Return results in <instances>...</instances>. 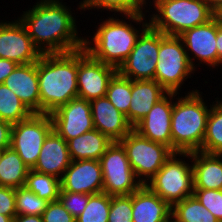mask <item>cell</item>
Instances as JSON below:
<instances>
[{"instance_id": "1", "label": "cell", "mask_w": 222, "mask_h": 222, "mask_svg": "<svg viewBox=\"0 0 222 222\" xmlns=\"http://www.w3.org/2000/svg\"><path fill=\"white\" fill-rule=\"evenodd\" d=\"M72 14L60 0H41L18 19L42 54L68 53L84 48Z\"/></svg>"}, {"instance_id": "2", "label": "cell", "mask_w": 222, "mask_h": 222, "mask_svg": "<svg viewBox=\"0 0 222 222\" xmlns=\"http://www.w3.org/2000/svg\"><path fill=\"white\" fill-rule=\"evenodd\" d=\"M40 113L51 114L78 97L77 51L42 54L37 61Z\"/></svg>"}, {"instance_id": "3", "label": "cell", "mask_w": 222, "mask_h": 222, "mask_svg": "<svg viewBox=\"0 0 222 222\" xmlns=\"http://www.w3.org/2000/svg\"><path fill=\"white\" fill-rule=\"evenodd\" d=\"M125 17L134 23L136 22V24L142 22V29H135L133 24H128V21H123V19L110 17L97 27L98 29H96V33L91 39L92 41L88 40V38L86 39V37L84 39V49L93 58L113 66L117 70L128 58L138 37L149 26L147 20L144 22L145 13L143 12L125 15ZM91 43L93 47L90 45Z\"/></svg>"}, {"instance_id": "4", "label": "cell", "mask_w": 222, "mask_h": 222, "mask_svg": "<svg viewBox=\"0 0 222 222\" xmlns=\"http://www.w3.org/2000/svg\"><path fill=\"white\" fill-rule=\"evenodd\" d=\"M199 90H191L173 102L171 136L173 152L201 151L211 110Z\"/></svg>"}, {"instance_id": "5", "label": "cell", "mask_w": 222, "mask_h": 222, "mask_svg": "<svg viewBox=\"0 0 222 222\" xmlns=\"http://www.w3.org/2000/svg\"><path fill=\"white\" fill-rule=\"evenodd\" d=\"M152 3L156 12L150 15L149 25L168 36H180L214 17L206 0H153Z\"/></svg>"}, {"instance_id": "6", "label": "cell", "mask_w": 222, "mask_h": 222, "mask_svg": "<svg viewBox=\"0 0 222 222\" xmlns=\"http://www.w3.org/2000/svg\"><path fill=\"white\" fill-rule=\"evenodd\" d=\"M189 52L179 36H168L159 31V53L155 80L168 92L179 94L185 79L196 71L190 64Z\"/></svg>"}, {"instance_id": "7", "label": "cell", "mask_w": 222, "mask_h": 222, "mask_svg": "<svg viewBox=\"0 0 222 222\" xmlns=\"http://www.w3.org/2000/svg\"><path fill=\"white\" fill-rule=\"evenodd\" d=\"M180 156L182 157V152H173L162 168L145 184L171 207L192 196L194 191L192 164L182 161Z\"/></svg>"}, {"instance_id": "8", "label": "cell", "mask_w": 222, "mask_h": 222, "mask_svg": "<svg viewBox=\"0 0 222 222\" xmlns=\"http://www.w3.org/2000/svg\"><path fill=\"white\" fill-rule=\"evenodd\" d=\"M120 143L135 175L146 184L164 165L173 151L164 144L153 142L132 129Z\"/></svg>"}, {"instance_id": "9", "label": "cell", "mask_w": 222, "mask_h": 222, "mask_svg": "<svg viewBox=\"0 0 222 222\" xmlns=\"http://www.w3.org/2000/svg\"><path fill=\"white\" fill-rule=\"evenodd\" d=\"M99 161L103 192L109 196L130 195L143 185L132 170L126 150L120 142H112Z\"/></svg>"}, {"instance_id": "10", "label": "cell", "mask_w": 222, "mask_h": 222, "mask_svg": "<svg viewBox=\"0 0 222 222\" xmlns=\"http://www.w3.org/2000/svg\"><path fill=\"white\" fill-rule=\"evenodd\" d=\"M53 130L50 114L32 113L27 119L12 125L10 147L32 169L48 134Z\"/></svg>"}, {"instance_id": "11", "label": "cell", "mask_w": 222, "mask_h": 222, "mask_svg": "<svg viewBox=\"0 0 222 222\" xmlns=\"http://www.w3.org/2000/svg\"><path fill=\"white\" fill-rule=\"evenodd\" d=\"M158 53L159 31L149 25L117 71L131 80H155Z\"/></svg>"}, {"instance_id": "12", "label": "cell", "mask_w": 222, "mask_h": 222, "mask_svg": "<svg viewBox=\"0 0 222 222\" xmlns=\"http://www.w3.org/2000/svg\"><path fill=\"white\" fill-rule=\"evenodd\" d=\"M116 72L115 67L93 58L84 48L77 50L78 97L88 101L105 97Z\"/></svg>"}, {"instance_id": "13", "label": "cell", "mask_w": 222, "mask_h": 222, "mask_svg": "<svg viewBox=\"0 0 222 222\" xmlns=\"http://www.w3.org/2000/svg\"><path fill=\"white\" fill-rule=\"evenodd\" d=\"M41 56L42 53L34 45L26 28L18 18L11 22H0L1 59H8L18 65H24L37 62Z\"/></svg>"}, {"instance_id": "14", "label": "cell", "mask_w": 222, "mask_h": 222, "mask_svg": "<svg viewBox=\"0 0 222 222\" xmlns=\"http://www.w3.org/2000/svg\"><path fill=\"white\" fill-rule=\"evenodd\" d=\"M53 129L67 142L94 129L90 101L73 98L50 114Z\"/></svg>"}, {"instance_id": "15", "label": "cell", "mask_w": 222, "mask_h": 222, "mask_svg": "<svg viewBox=\"0 0 222 222\" xmlns=\"http://www.w3.org/2000/svg\"><path fill=\"white\" fill-rule=\"evenodd\" d=\"M177 93H167L133 128L141 136L164 144L172 150L171 116ZM174 97V98H173Z\"/></svg>"}, {"instance_id": "16", "label": "cell", "mask_w": 222, "mask_h": 222, "mask_svg": "<svg viewBox=\"0 0 222 222\" xmlns=\"http://www.w3.org/2000/svg\"><path fill=\"white\" fill-rule=\"evenodd\" d=\"M61 191L96 194L103 192V175L99 160L71 161L60 179Z\"/></svg>"}, {"instance_id": "17", "label": "cell", "mask_w": 222, "mask_h": 222, "mask_svg": "<svg viewBox=\"0 0 222 222\" xmlns=\"http://www.w3.org/2000/svg\"><path fill=\"white\" fill-rule=\"evenodd\" d=\"M185 46V50L191 51V66L196 70L193 60L198 59L212 68L218 66V52L216 47L217 19L213 17L207 23L193 27L179 36ZM195 57V58H194Z\"/></svg>"}, {"instance_id": "18", "label": "cell", "mask_w": 222, "mask_h": 222, "mask_svg": "<svg viewBox=\"0 0 222 222\" xmlns=\"http://www.w3.org/2000/svg\"><path fill=\"white\" fill-rule=\"evenodd\" d=\"M94 129L107 136L112 142H120L133 127L107 97L90 101Z\"/></svg>"}, {"instance_id": "19", "label": "cell", "mask_w": 222, "mask_h": 222, "mask_svg": "<svg viewBox=\"0 0 222 222\" xmlns=\"http://www.w3.org/2000/svg\"><path fill=\"white\" fill-rule=\"evenodd\" d=\"M4 84L19 97L32 113H40L37 62L18 65L5 79Z\"/></svg>"}, {"instance_id": "20", "label": "cell", "mask_w": 222, "mask_h": 222, "mask_svg": "<svg viewBox=\"0 0 222 222\" xmlns=\"http://www.w3.org/2000/svg\"><path fill=\"white\" fill-rule=\"evenodd\" d=\"M71 161L67 142L53 129L46 137L32 169L61 179Z\"/></svg>"}, {"instance_id": "21", "label": "cell", "mask_w": 222, "mask_h": 222, "mask_svg": "<svg viewBox=\"0 0 222 222\" xmlns=\"http://www.w3.org/2000/svg\"><path fill=\"white\" fill-rule=\"evenodd\" d=\"M167 93L156 80H131L129 124L134 128Z\"/></svg>"}, {"instance_id": "22", "label": "cell", "mask_w": 222, "mask_h": 222, "mask_svg": "<svg viewBox=\"0 0 222 222\" xmlns=\"http://www.w3.org/2000/svg\"><path fill=\"white\" fill-rule=\"evenodd\" d=\"M182 156L193 160L194 189L222 190V154L195 151L182 152Z\"/></svg>"}, {"instance_id": "23", "label": "cell", "mask_w": 222, "mask_h": 222, "mask_svg": "<svg viewBox=\"0 0 222 222\" xmlns=\"http://www.w3.org/2000/svg\"><path fill=\"white\" fill-rule=\"evenodd\" d=\"M172 207L145 184L132 193L133 222H169Z\"/></svg>"}, {"instance_id": "24", "label": "cell", "mask_w": 222, "mask_h": 222, "mask_svg": "<svg viewBox=\"0 0 222 222\" xmlns=\"http://www.w3.org/2000/svg\"><path fill=\"white\" fill-rule=\"evenodd\" d=\"M111 144L112 141L97 129L67 141L72 161L99 160Z\"/></svg>"}, {"instance_id": "25", "label": "cell", "mask_w": 222, "mask_h": 222, "mask_svg": "<svg viewBox=\"0 0 222 222\" xmlns=\"http://www.w3.org/2000/svg\"><path fill=\"white\" fill-rule=\"evenodd\" d=\"M30 168L11 147L3 150L0 162V186L23 187Z\"/></svg>"}, {"instance_id": "26", "label": "cell", "mask_w": 222, "mask_h": 222, "mask_svg": "<svg viewBox=\"0 0 222 222\" xmlns=\"http://www.w3.org/2000/svg\"><path fill=\"white\" fill-rule=\"evenodd\" d=\"M214 102L207 118L206 133L201 152L222 154V101L215 100Z\"/></svg>"}, {"instance_id": "27", "label": "cell", "mask_w": 222, "mask_h": 222, "mask_svg": "<svg viewBox=\"0 0 222 222\" xmlns=\"http://www.w3.org/2000/svg\"><path fill=\"white\" fill-rule=\"evenodd\" d=\"M171 215L180 222H219L194 195L175 203Z\"/></svg>"}, {"instance_id": "28", "label": "cell", "mask_w": 222, "mask_h": 222, "mask_svg": "<svg viewBox=\"0 0 222 222\" xmlns=\"http://www.w3.org/2000/svg\"><path fill=\"white\" fill-rule=\"evenodd\" d=\"M24 186L48 202L59 199L61 191L60 179L55 176L30 169Z\"/></svg>"}, {"instance_id": "29", "label": "cell", "mask_w": 222, "mask_h": 222, "mask_svg": "<svg viewBox=\"0 0 222 222\" xmlns=\"http://www.w3.org/2000/svg\"><path fill=\"white\" fill-rule=\"evenodd\" d=\"M32 112L4 83L0 84V119L11 124L27 119Z\"/></svg>"}, {"instance_id": "30", "label": "cell", "mask_w": 222, "mask_h": 222, "mask_svg": "<svg viewBox=\"0 0 222 222\" xmlns=\"http://www.w3.org/2000/svg\"><path fill=\"white\" fill-rule=\"evenodd\" d=\"M107 99L125 116L129 112L131 101V79L122 76L118 71L110 79Z\"/></svg>"}, {"instance_id": "31", "label": "cell", "mask_w": 222, "mask_h": 222, "mask_svg": "<svg viewBox=\"0 0 222 222\" xmlns=\"http://www.w3.org/2000/svg\"><path fill=\"white\" fill-rule=\"evenodd\" d=\"M147 0H83L79 4L81 10L92 8L109 10L123 15H134L143 12Z\"/></svg>"}, {"instance_id": "32", "label": "cell", "mask_w": 222, "mask_h": 222, "mask_svg": "<svg viewBox=\"0 0 222 222\" xmlns=\"http://www.w3.org/2000/svg\"><path fill=\"white\" fill-rule=\"evenodd\" d=\"M111 196L104 192L91 194L83 212L75 218L76 222H108Z\"/></svg>"}, {"instance_id": "33", "label": "cell", "mask_w": 222, "mask_h": 222, "mask_svg": "<svg viewBox=\"0 0 222 222\" xmlns=\"http://www.w3.org/2000/svg\"><path fill=\"white\" fill-rule=\"evenodd\" d=\"M16 213L17 215H39L42 216L46 210L48 201L41 199L25 186L15 188Z\"/></svg>"}, {"instance_id": "34", "label": "cell", "mask_w": 222, "mask_h": 222, "mask_svg": "<svg viewBox=\"0 0 222 222\" xmlns=\"http://www.w3.org/2000/svg\"><path fill=\"white\" fill-rule=\"evenodd\" d=\"M108 222H133L132 194L111 196Z\"/></svg>"}, {"instance_id": "35", "label": "cell", "mask_w": 222, "mask_h": 222, "mask_svg": "<svg viewBox=\"0 0 222 222\" xmlns=\"http://www.w3.org/2000/svg\"><path fill=\"white\" fill-rule=\"evenodd\" d=\"M193 195L219 222H222V190L194 189Z\"/></svg>"}, {"instance_id": "36", "label": "cell", "mask_w": 222, "mask_h": 222, "mask_svg": "<svg viewBox=\"0 0 222 222\" xmlns=\"http://www.w3.org/2000/svg\"><path fill=\"white\" fill-rule=\"evenodd\" d=\"M90 195L91 194L60 191L59 200L64 208L76 218L85 209Z\"/></svg>"}, {"instance_id": "37", "label": "cell", "mask_w": 222, "mask_h": 222, "mask_svg": "<svg viewBox=\"0 0 222 222\" xmlns=\"http://www.w3.org/2000/svg\"><path fill=\"white\" fill-rule=\"evenodd\" d=\"M42 218L43 222H76L75 217L64 208L59 199L48 203Z\"/></svg>"}, {"instance_id": "38", "label": "cell", "mask_w": 222, "mask_h": 222, "mask_svg": "<svg viewBox=\"0 0 222 222\" xmlns=\"http://www.w3.org/2000/svg\"><path fill=\"white\" fill-rule=\"evenodd\" d=\"M0 214L12 219L17 215L15 188L0 186Z\"/></svg>"}, {"instance_id": "39", "label": "cell", "mask_w": 222, "mask_h": 222, "mask_svg": "<svg viewBox=\"0 0 222 222\" xmlns=\"http://www.w3.org/2000/svg\"><path fill=\"white\" fill-rule=\"evenodd\" d=\"M12 125L10 122L0 119V150L10 147Z\"/></svg>"}, {"instance_id": "40", "label": "cell", "mask_w": 222, "mask_h": 222, "mask_svg": "<svg viewBox=\"0 0 222 222\" xmlns=\"http://www.w3.org/2000/svg\"><path fill=\"white\" fill-rule=\"evenodd\" d=\"M18 64L8 59L0 58V84L14 71Z\"/></svg>"}, {"instance_id": "41", "label": "cell", "mask_w": 222, "mask_h": 222, "mask_svg": "<svg viewBox=\"0 0 222 222\" xmlns=\"http://www.w3.org/2000/svg\"><path fill=\"white\" fill-rule=\"evenodd\" d=\"M216 47L218 52V67L222 65V26L217 21Z\"/></svg>"}, {"instance_id": "42", "label": "cell", "mask_w": 222, "mask_h": 222, "mask_svg": "<svg viewBox=\"0 0 222 222\" xmlns=\"http://www.w3.org/2000/svg\"><path fill=\"white\" fill-rule=\"evenodd\" d=\"M12 222H43V218L39 215H16Z\"/></svg>"}, {"instance_id": "43", "label": "cell", "mask_w": 222, "mask_h": 222, "mask_svg": "<svg viewBox=\"0 0 222 222\" xmlns=\"http://www.w3.org/2000/svg\"><path fill=\"white\" fill-rule=\"evenodd\" d=\"M211 11L215 13L218 9L222 7V0H206Z\"/></svg>"}, {"instance_id": "44", "label": "cell", "mask_w": 222, "mask_h": 222, "mask_svg": "<svg viewBox=\"0 0 222 222\" xmlns=\"http://www.w3.org/2000/svg\"><path fill=\"white\" fill-rule=\"evenodd\" d=\"M214 17L217 19L218 23L222 26V7L214 13Z\"/></svg>"}, {"instance_id": "45", "label": "cell", "mask_w": 222, "mask_h": 222, "mask_svg": "<svg viewBox=\"0 0 222 222\" xmlns=\"http://www.w3.org/2000/svg\"><path fill=\"white\" fill-rule=\"evenodd\" d=\"M13 219L10 216L0 214V222H12Z\"/></svg>"}, {"instance_id": "46", "label": "cell", "mask_w": 222, "mask_h": 222, "mask_svg": "<svg viewBox=\"0 0 222 222\" xmlns=\"http://www.w3.org/2000/svg\"><path fill=\"white\" fill-rule=\"evenodd\" d=\"M169 222H180V221H177L172 215H171V218H170V221Z\"/></svg>"}, {"instance_id": "47", "label": "cell", "mask_w": 222, "mask_h": 222, "mask_svg": "<svg viewBox=\"0 0 222 222\" xmlns=\"http://www.w3.org/2000/svg\"><path fill=\"white\" fill-rule=\"evenodd\" d=\"M2 153H3V150H0V162H1V158H2Z\"/></svg>"}]
</instances>
